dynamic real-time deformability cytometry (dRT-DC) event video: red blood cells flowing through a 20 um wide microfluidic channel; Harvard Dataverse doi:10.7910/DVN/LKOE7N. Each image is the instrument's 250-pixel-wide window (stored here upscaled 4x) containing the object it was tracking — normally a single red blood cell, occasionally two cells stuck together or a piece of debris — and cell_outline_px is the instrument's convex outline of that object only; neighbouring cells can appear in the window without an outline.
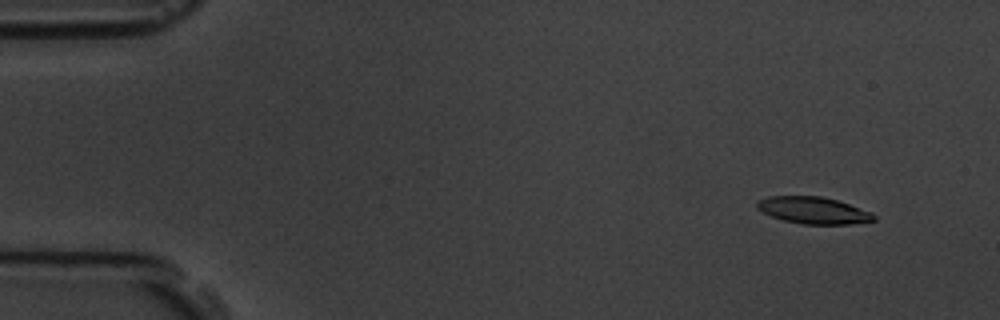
{"species": "common noctule bat (a hibernating species)", "species_latin": "Nyctalus noctula", "temperature_condition": "room temperature", "stored_images_in_passage": 5, "camera_frame_rate_fps": 3000, "um_per_image_px": 0.085, "animal": {"sex": "male", "body_mass_g": 19.5, "forearm_length_mm": 54.6}, "frame": {"image": 1, "passage_image": 2, "time_ms": 1.0, "image_size_px": [1000, 320], "cell_outline_px": [[876, 220], [852, 224], [800, 224], [784, 220], [772, 216], [756, 208], [756, 204], [760, 200], [768, 196], [820, 196], [836, 200], [872, 212], [876, 216]], "centroid_in_image_um": [69.15, 17.88], "position_along_channel_um": 15.8, "area_um2": 18.15}}
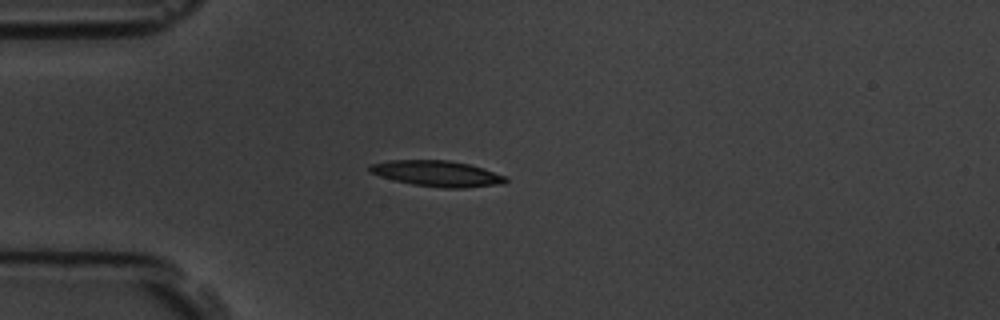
{"frame": {"image": 2, "passage_image": 5, "time_ms": 4.333, "image_size_px": [1000, 320], "cell_outline_px": [[508, 180], [504, 184], [464, 188], [444, 188], [412, 184], [380, 176], [368, 172], [368, 164], [388, 160], [448, 160], [468, 164], [484, 168], [504, 176]], "centroid_in_image_um": [37.13, 14.75], "position_along_channel_um": 47.9, "area_um2": 20.52}}